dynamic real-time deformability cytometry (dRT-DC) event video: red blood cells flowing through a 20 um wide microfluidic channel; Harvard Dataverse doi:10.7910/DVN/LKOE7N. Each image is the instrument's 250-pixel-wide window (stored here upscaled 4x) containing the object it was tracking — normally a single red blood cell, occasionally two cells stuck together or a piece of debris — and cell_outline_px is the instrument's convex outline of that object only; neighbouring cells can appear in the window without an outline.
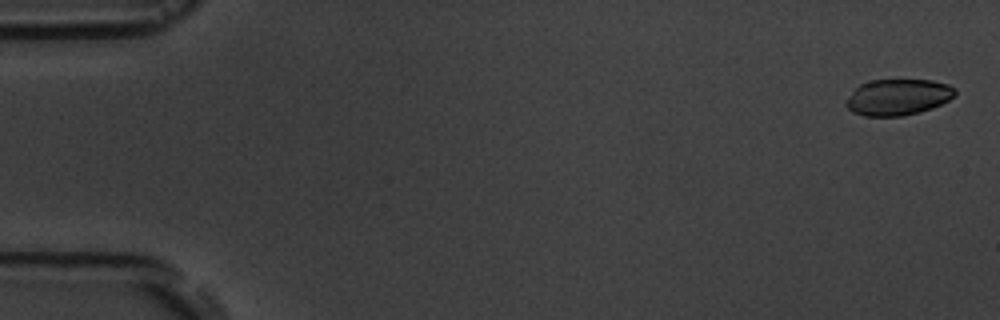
{"species": "common noctule bat (a hibernating species)", "species_latin": "Nyctalus noctula", "temperature_condition": "room temperature", "stored_images_in_passage": 6, "camera_frame_rate_fps": 3000, "um_per_image_px": 0.085, "animal": {"sex": "male", "body_mass_g": 19.5, "forearm_length_mm": 54.6}, "frame": {"image": 1, "passage_image": 1, "time_ms": 0.0, "image_size_px": [1000, 320], "cell_outline_px": [[956, 96], [932, 108], [904, 116], [864, 116], [852, 112], [844, 104], [852, 92], [860, 84], [872, 80], [932, 80], [948, 84], [956, 88]], "centroid_in_image_um": [76.34, 8.26], "position_along_channel_um": 8.7, "area_um2": 23.0}}
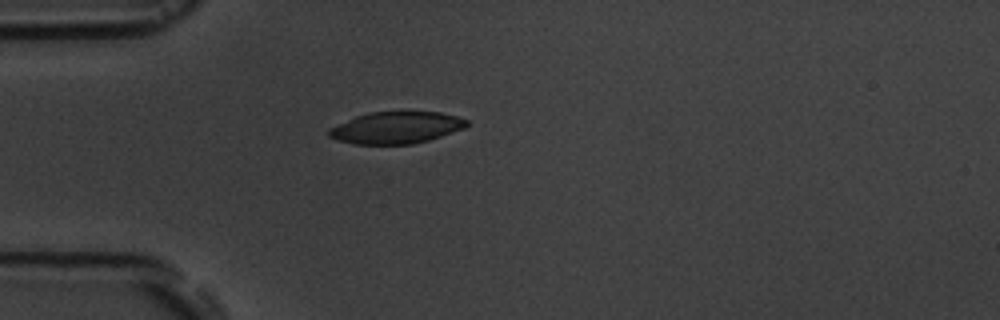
{"frame": {"image": 2, "passage_image": 5, "time_ms": 4.667, "image_size_px": [1000, 320], "cell_outline_px": [[468, 124], [464, 128], [428, 140], [412, 144], [352, 144], [328, 136], [328, 128], [356, 116], [368, 112], [440, 112], [456, 116], [468, 120]], "centroid_in_image_um": [33.65, 10.85], "position_along_channel_um": 51.3, "area_um2": 25.37}}